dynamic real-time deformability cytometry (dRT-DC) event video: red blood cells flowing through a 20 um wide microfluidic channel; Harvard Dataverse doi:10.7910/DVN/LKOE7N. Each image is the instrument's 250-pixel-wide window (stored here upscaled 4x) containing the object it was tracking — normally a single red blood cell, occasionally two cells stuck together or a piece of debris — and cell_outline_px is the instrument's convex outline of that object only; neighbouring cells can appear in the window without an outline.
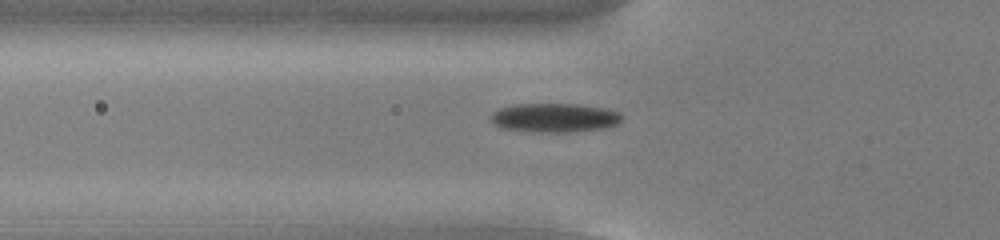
{"species": "common noctule bat (a hibernating species)", "species_latin": "Nyctalus noctula", "temperature_condition": "cold", "stored_images_in_passage": 39, "camera_frame_rate_fps": 3000, "um_per_image_px": 0.085, "animal": {"sex": "male", "body_mass_g": 13.0, "forearm_length_mm": 53.1}, "frame": {"image": 1, "passage_image": 4, "time_ms": 1.0, "image_size_px": [1000, 240], "cell_outline_px": [[620, 120], [616, 124], [600, 128], [568, 132], [532, 132], [500, 128], [492, 120], [492, 112], [500, 108], [516, 104], [580, 104], [604, 108], [620, 112]], "centroid_in_image_um": [47.1, 10.0], "position_along_channel_um": 78.7, "area_um2": 21.91}}
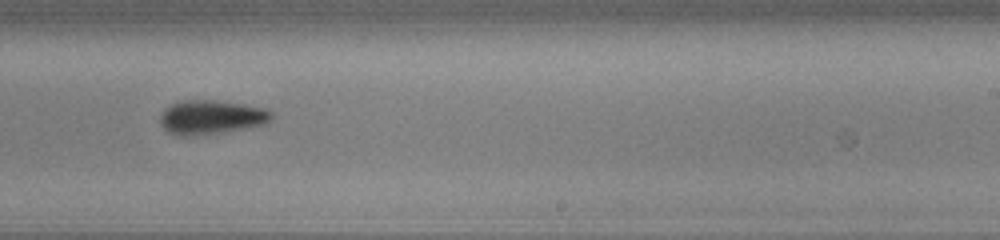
{"frame": {"image": 2, "passage_image": 19, "time_ms": 6.0, "image_size_px": [1000, 240], "cell_outline_px": [[272, 120], [268, 124], [248, 128], [224, 132], [188, 136], [176, 136], [168, 132], [160, 124], [160, 116], [164, 108], [172, 104], [184, 100], [216, 100], [244, 104], [264, 108], [272, 112]], "centroid_in_image_um": [17.97, 9.97], "position_along_channel_um": 271.0, "area_um2": 22.43}}
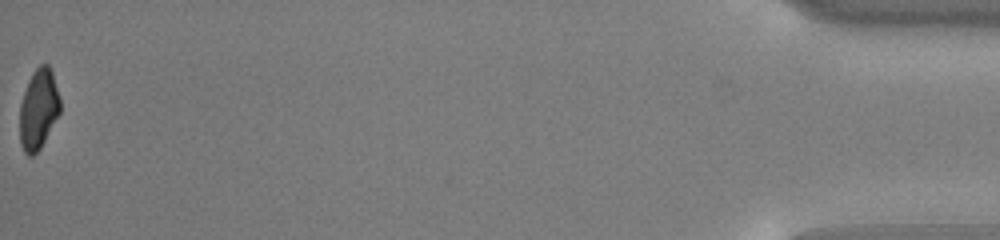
{"frame": {"image": 3, "passage_image": 39, "time_ms": 12.667, "image_size_px": [1000, 240], "cell_outline_px": [[60, 112], [40, 148], [32, 156], [28, 156], [24, 152], [20, 144], [20, 104], [24, 92], [32, 72], [40, 64], [48, 64], [52, 72], [60, 100]], "centroid_in_image_um": [3.26, 9.28], "position_along_channel_um": 431.9, "area_um2": 18.67}, "authors_computed_cell_mechanics": {"area_um2": 21.2704, "velocity_mm_per_s": 3.8491, "shape_relaxation_time_tau1_ms": 2.7249, "shape_relaxation_time_tau2_ms": null, "deformation_change_tau1": 0.1389, "deformation_change_tau2": null}}